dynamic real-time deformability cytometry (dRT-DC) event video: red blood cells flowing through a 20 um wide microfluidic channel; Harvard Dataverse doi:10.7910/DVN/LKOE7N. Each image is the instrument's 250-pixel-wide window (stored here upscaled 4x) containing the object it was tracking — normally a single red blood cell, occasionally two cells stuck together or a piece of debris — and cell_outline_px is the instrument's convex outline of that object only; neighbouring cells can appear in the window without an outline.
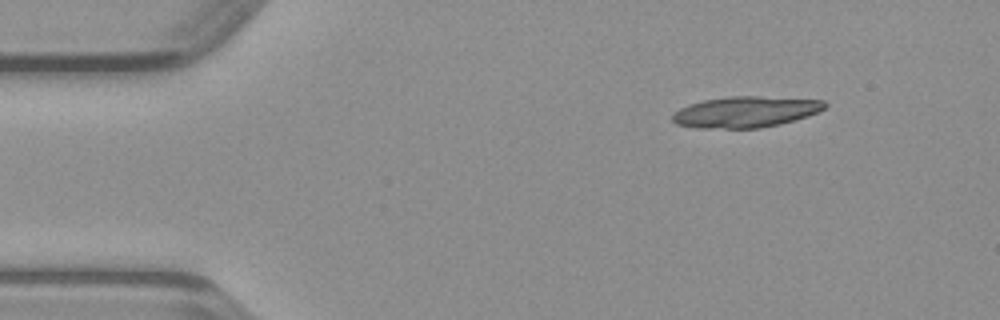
{"species": "common noctule bat (a hibernating species)", "species_latin": "Nyctalus noctula", "temperature_condition": "warm", "stored_images_in_passage": 11, "camera_frame_rate_fps": 3000, "um_per_image_px": 0.085, "animal": {"sex": "male", "body_mass_g": 23.1, "forearm_length_mm": 52.7}, "frame": {"image": 1, "passage_image": 1, "time_ms": 0.0, "image_size_px": [1000, 320], "cell_outline_px": [[828, 104], [824, 108], [808, 116], [780, 124], [760, 128], [696, 128], [676, 124], [672, 120], [672, 116], [680, 108], [688, 104], [704, 100], [728, 96], [760, 96], [824, 100]], "centroid_in_image_um": [63.37, 9.51], "position_along_channel_um": 21.6, "area_um2": 27.57}}